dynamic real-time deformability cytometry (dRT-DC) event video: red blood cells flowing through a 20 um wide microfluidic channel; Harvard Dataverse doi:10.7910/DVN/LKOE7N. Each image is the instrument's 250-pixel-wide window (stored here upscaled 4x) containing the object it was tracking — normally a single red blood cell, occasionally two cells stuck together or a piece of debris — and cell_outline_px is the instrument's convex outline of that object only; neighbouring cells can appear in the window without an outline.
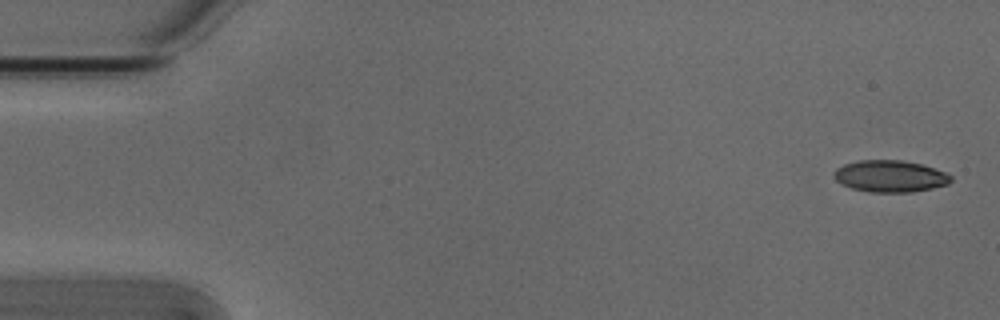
{"species": "Egyptian fruit bat (a non-hibernating species)", "species_latin": "Rousettus aegyptiacus", "temperature_condition": "cold", "stored_images_in_passage": 4, "camera_frame_rate_fps": 3000, "um_per_image_px": 0.085, "animal": {"sex": "male"}, "frame": {"image": 1, "passage_image": 1, "time_ms": 0.0, "image_size_px": [1000, 320], "cell_outline_px": [[952, 180], [948, 184], [932, 188], [912, 192], [868, 192], [852, 188], [840, 184], [832, 176], [832, 172], [836, 168], [844, 164], [860, 160], [900, 160], [920, 164], [944, 172], [952, 176]], "centroid_in_image_um": [75.61, 14.98], "position_along_channel_um": 9.4, "area_um2": 21.68}}
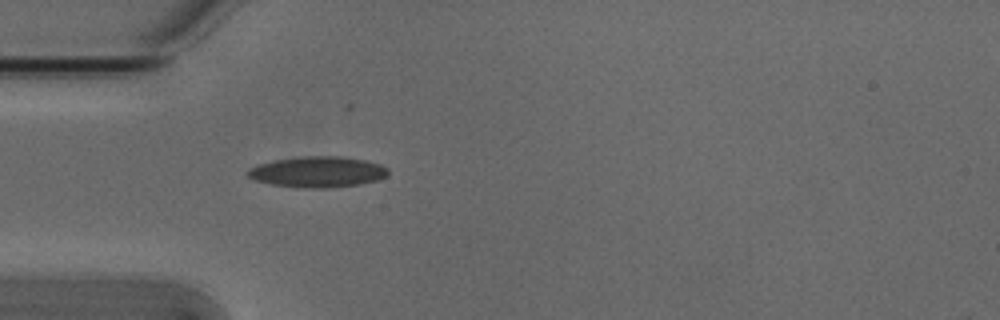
{"frame": {"image": 2, "passage_image": 4, "time_ms": 1.0, "image_size_px": [1000, 320], "cell_outline_px": [[388, 172], [384, 176], [376, 180], [356, 184], [332, 188], [308, 188], [272, 184], [256, 180], [248, 176], [248, 168], [260, 164], [276, 160], [300, 156], [340, 156], [364, 160], [380, 164], [388, 168]], "centroid_in_image_um": [27.0, 14.6], "position_along_channel_um": 58.0, "area_um2": 24.85}}